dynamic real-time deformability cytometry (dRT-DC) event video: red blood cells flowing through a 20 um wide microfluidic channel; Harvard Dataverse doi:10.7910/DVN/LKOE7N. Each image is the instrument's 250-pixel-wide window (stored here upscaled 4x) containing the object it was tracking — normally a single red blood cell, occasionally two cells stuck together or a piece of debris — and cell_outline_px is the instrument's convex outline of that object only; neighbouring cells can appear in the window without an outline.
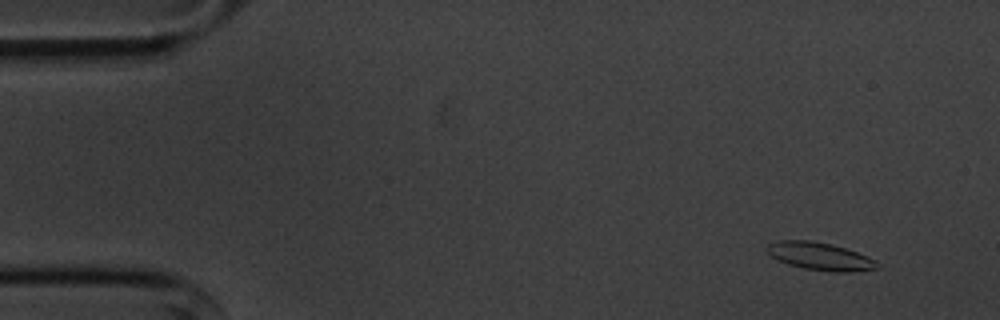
{"species": "common noctule bat (a hibernating species)", "species_latin": "Nyctalus noctula", "temperature_condition": "cold", "stored_images_in_passage": 56, "camera_frame_rate_fps": 3000, "um_per_image_px": 0.085, "animal": {"sex": "male", "body_mass_g": 20.1, "forearm_length_mm": 53.5}, "frame": {"image": 1, "passage_image": 5, "time_ms": 1.333, "image_size_px": [1000, 320], "cell_outline_px": [[880, 268], [852, 272], [836, 272], [804, 268], [788, 264], [772, 256], [768, 252], [768, 244], [780, 240], [808, 240], [832, 244], [868, 256], [876, 260]], "centroid_in_image_um": [69.75, 21.79], "position_along_channel_um": 15.2, "area_um2": 17.57}}
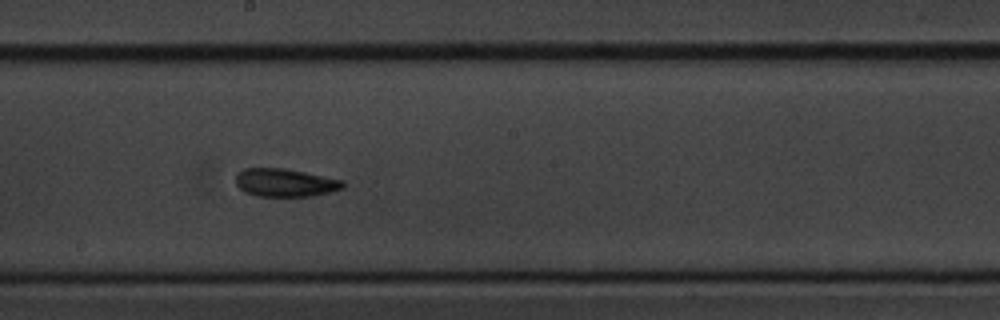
{"frame": {"image": 2, "passage_image": 31, "time_ms": 10.0, "image_size_px": [1000, 320], "cell_outline_px": [[344, 188], [312, 196], [256, 196], [244, 192], [236, 184], [236, 172], [244, 168], [284, 168], [344, 180]], "centroid_in_image_um": [24.21, 15.52], "position_along_channel_um": 224.0, "area_um2": 17.57}}
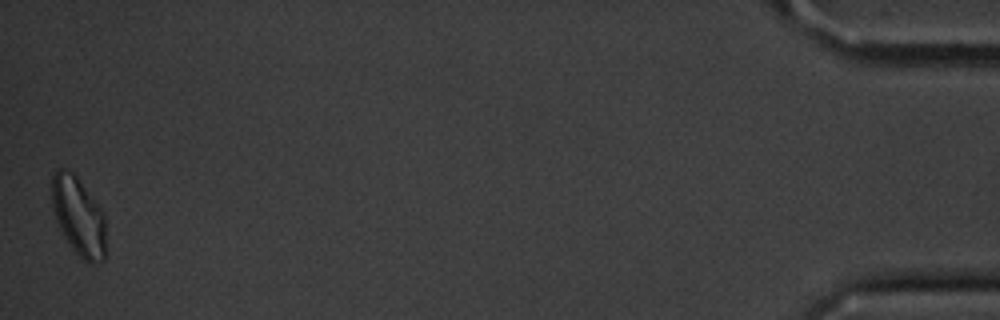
{"frame": {"image": 3, "passage_image": 56, "time_ms": 18.333, "image_size_px": [1000, 320], "cell_outline_px": [[104, 260], [96, 264], [88, 264], [72, 248], [64, 236], [56, 220], [52, 204], [52, 176], [56, 168], [64, 168], [72, 172], [76, 176], [96, 200], [104, 212]], "centroid_in_image_um": [6.67, 18.37], "position_along_channel_um": 428.5, "area_um2": 24.68}, "authors_computed_cell_mechanics": {"area_um2": 17.5712, "velocity_mm_per_s": 3.5629, "shape_relaxation_time_tau1_ms": 5.2034, "shape_relaxation_time_tau2_ms": 6.0237, "deformation_change_tau1": 0.1124, "deformation_change_tau2": 0.1317}}